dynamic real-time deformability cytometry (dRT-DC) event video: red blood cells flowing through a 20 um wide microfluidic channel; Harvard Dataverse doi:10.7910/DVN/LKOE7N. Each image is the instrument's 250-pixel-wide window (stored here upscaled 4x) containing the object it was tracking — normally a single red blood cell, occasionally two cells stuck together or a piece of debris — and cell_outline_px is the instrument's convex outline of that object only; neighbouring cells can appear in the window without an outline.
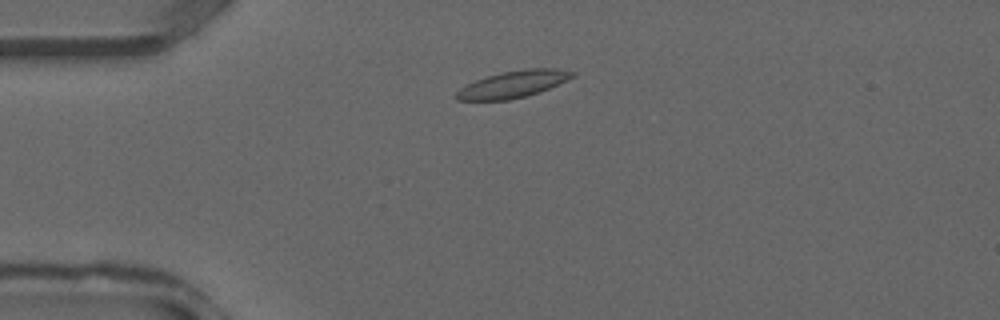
{"species": "common noctule bat (a hibernating species)", "species_latin": "Nyctalus noctula", "temperature_condition": "warm", "stored_images_in_passage": 31, "camera_frame_rate_fps": 3000, "um_per_image_px": 0.085, "animal": {"sex": "male", "forearm_length_mm": 52.5}, "frame": {"image": 1, "passage_image": 3, "time_ms": 0.667, "image_size_px": [1000, 320], "cell_outline_px": [[576, 76], [540, 92], [508, 100], [456, 100], [452, 96], [460, 88], [476, 80], [500, 72], [524, 68], [556, 68], [576, 72]], "centroid_in_image_um": [43.62, 7.15], "position_along_channel_um": 41.4, "area_um2": 18.26}}
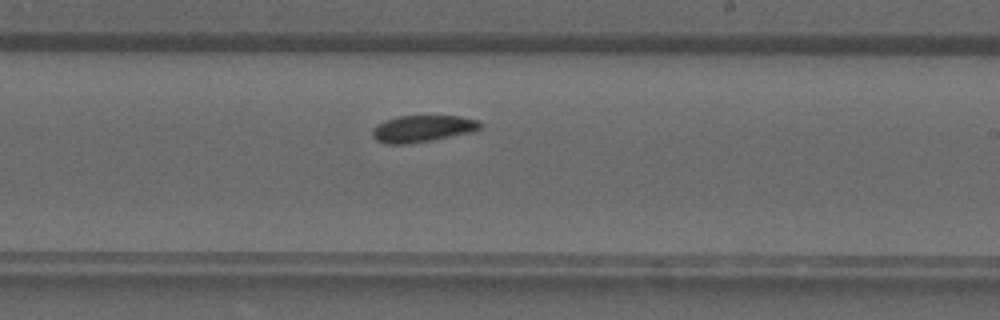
{"frame": {"image": 2, "passage_image": 16, "time_ms": 5.0, "image_size_px": [1000, 320], "cell_outline_px": [[484, 124], [480, 128], [472, 132], [432, 140], [408, 144], [384, 144], [376, 140], [372, 136], [372, 128], [376, 124], [384, 120], [400, 116], [460, 116], [476, 120]], "centroid_in_image_um": [35.88, 10.94], "position_along_channel_um": 253.1, "area_um2": 16.94}}
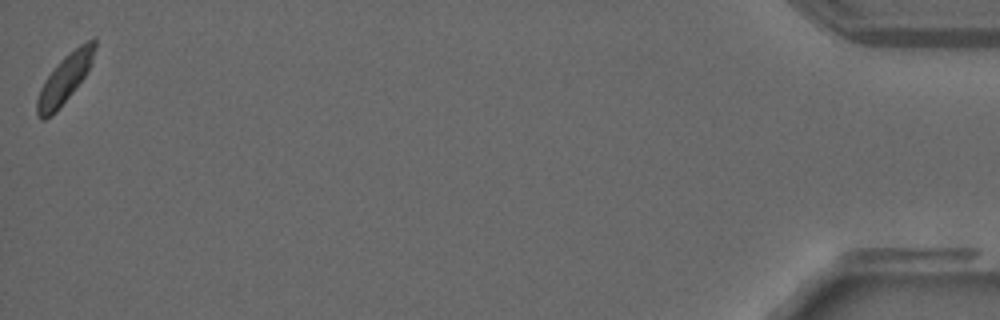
{"frame": {"image": 3, "passage_image": 31, "time_ms": 10.0, "image_size_px": [1000, 320], "cell_outline_px": [[96, 48], [92, 60], [84, 76], [56, 112], [52, 116], [44, 120], [40, 120], [36, 116], [36, 100], [40, 88], [44, 80], [56, 64], [68, 52], [80, 44], [88, 40], [96, 40]], "centroid_in_image_um": [5.44, 6.73], "position_along_channel_um": 429.8, "area_um2": 16.18}}